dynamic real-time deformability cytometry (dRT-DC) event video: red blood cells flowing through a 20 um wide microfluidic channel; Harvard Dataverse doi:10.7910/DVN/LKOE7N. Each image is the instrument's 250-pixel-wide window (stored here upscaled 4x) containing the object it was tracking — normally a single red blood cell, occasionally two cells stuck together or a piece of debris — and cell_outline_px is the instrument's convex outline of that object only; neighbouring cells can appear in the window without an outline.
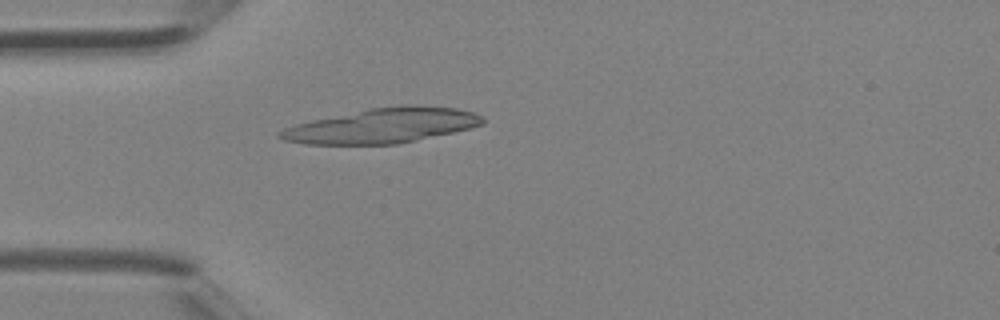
{"species": "Egyptian fruit bat (a non-hibernating species)", "species_latin": "Rousettus aegyptiacus", "temperature_condition": "room temperature", "stored_images_in_passage": 1, "camera_frame_rate_fps": 3000, "um_per_image_px": 0.085, "animal": {"sex": "female"}, "frame": {"image": 1, "passage_image": 1, "time_ms": 0.0, "image_size_px": [1000, 320], "cell_outline_px": [[484, 124], [452, 132], [416, 140], [396, 144], [304, 144], [284, 140], [276, 136], [276, 132], [284, 128], [296, 124], [312, 120], [372, 108], [400, 104], [420, 104], [456, 108], [472, 112], [484, 116]], "centroid_in_image_um": [32.5, 10.67], "position_along_channel_um": 52.5, "area_um2": 41.1}}